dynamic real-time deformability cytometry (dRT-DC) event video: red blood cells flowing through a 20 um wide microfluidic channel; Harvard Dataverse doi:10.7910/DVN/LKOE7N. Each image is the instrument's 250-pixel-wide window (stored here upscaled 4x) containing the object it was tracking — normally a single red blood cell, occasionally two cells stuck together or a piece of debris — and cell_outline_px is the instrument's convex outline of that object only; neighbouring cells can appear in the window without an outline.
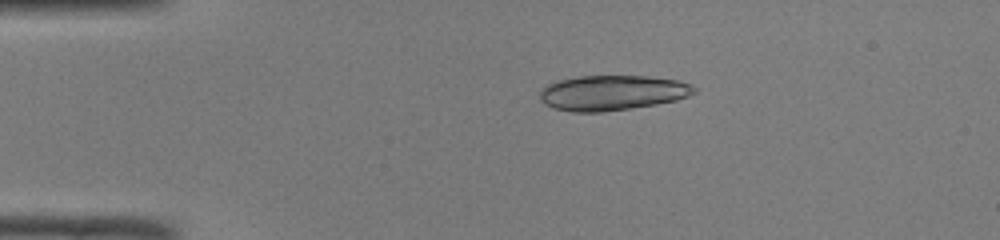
{"species": "common noctule bat (a hibernating species)", "species_latin": "Nyctalus noctula", "temperature_condition": "room temperature", "stored_images_in_passage": 22, "camera_frame_rate_fps": 3000, "um_per_image_px": 0.085, "animal": {"sex": "male", "body_mass_g": 19.0, "forearm_length_mm": 50.8}, "frame": {"image": 1, "passage_image": 1, "time_ms": 0.0, "image_size_px": [1000, 240], "cell_outline_px": [[696, 92], [688, 96], [676, 100], [656, 104], [604, 112], [572, 112], [552, 108], [544, 104], [540, 100], [540, 92], [548, 84], [560, 80], [580, 76], [648, 76], [676, 80], [692, 84], [696, 88]], "centroid_in_image_um": [52.04, 7.89], "position_along_channel_um": 33.0, "area_um2": 31.56}}